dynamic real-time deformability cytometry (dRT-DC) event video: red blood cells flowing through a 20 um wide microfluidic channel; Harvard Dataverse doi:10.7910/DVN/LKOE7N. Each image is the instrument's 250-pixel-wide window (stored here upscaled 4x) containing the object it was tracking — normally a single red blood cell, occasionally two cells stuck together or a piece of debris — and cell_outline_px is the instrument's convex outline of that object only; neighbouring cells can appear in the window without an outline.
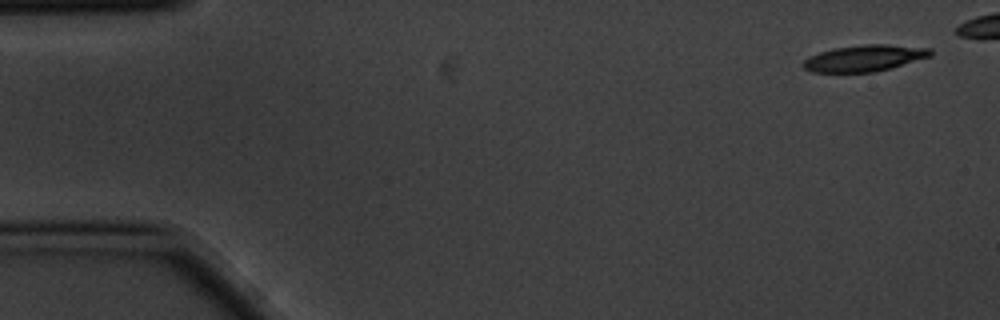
{"species": "common noctule bat (a hibernating species)", "species_latin": "Nyctalus noctula", "temperature_condition": "cold", "stored_images_in_passage": 4, "camera_frame_rate_fps": 3000, "um_per_image_px": 0.085, "animal": {"sex": "male", "body_mass_g": 20.1, "forearm_length_mm": 53.5}, "frame": {"image": 1, "passage_image": 1, "time_ms": 0.0, "image_size_px": [1000, 320], "cell_outline_px": [[932, 56], [892, 68], [876, 72], [812, 72], [804, 68], [804, 60], [808, 56], [820, 52], [836, 48], [864, 44], [888, 44], [932, 48]], "centroid_in_image_um": [73.53, 4.94], "position_along_channel_um": 11.5, "area_um2": 19.65}}